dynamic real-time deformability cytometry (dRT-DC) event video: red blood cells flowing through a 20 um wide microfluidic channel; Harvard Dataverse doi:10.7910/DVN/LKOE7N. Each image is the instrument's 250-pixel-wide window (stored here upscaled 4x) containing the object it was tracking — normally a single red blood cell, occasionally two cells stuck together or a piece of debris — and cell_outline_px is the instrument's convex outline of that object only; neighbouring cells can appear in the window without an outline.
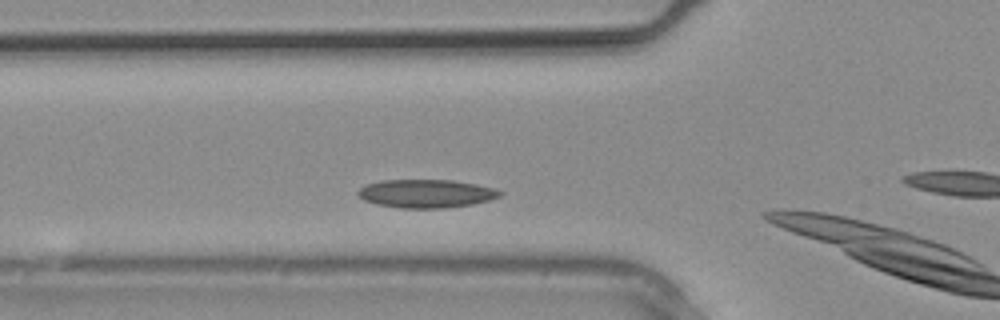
{"species": "common noctule bat (a hibernating species)", "species_latin": "Nyctalus noctula", "temperature_condition": "warm", "stored_images_in_passage": 3, "camera_frame_rate_fps": 3000, "um_per_image_px": 0.085, "animal": {"sex": "male", "body_mass_g": 20.4}, "frame": {"image": 1, "passage_image": 2, "time_ms": 0.333, "image_size_px": [1000, 320], "cell_outline_px": [[504, 192], [500, 196], [488, 200], [472, 204], [444, 208], [400, 208], [376, 204], [364, 200], [356, 192], [360, 188], [368, 184], [384, 180], [452, 180], [476, 184], [496, 188]], "centroid_in_image_um": [36.25, 16.45], "position_along_channel_um": 89.6, "area_um2": 23.35}}